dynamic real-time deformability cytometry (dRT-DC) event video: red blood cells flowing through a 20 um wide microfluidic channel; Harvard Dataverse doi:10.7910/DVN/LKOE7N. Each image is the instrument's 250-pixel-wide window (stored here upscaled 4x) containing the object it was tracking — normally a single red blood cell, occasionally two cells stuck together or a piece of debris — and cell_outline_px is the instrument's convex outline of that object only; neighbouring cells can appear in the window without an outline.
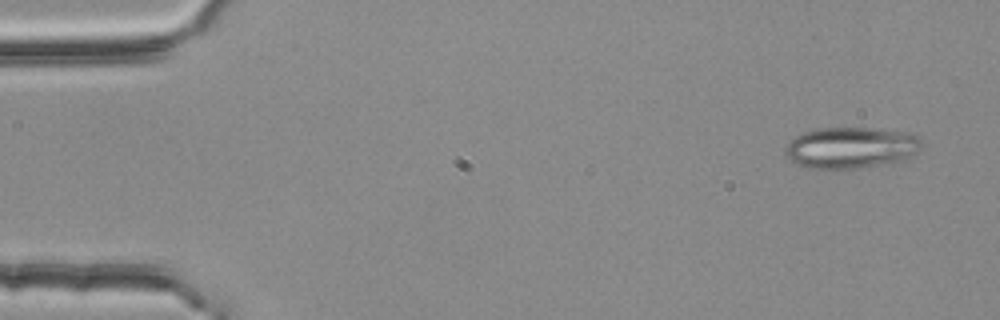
{"species": "common noctule bat (a hibernating species)", "species_latin": "Nyctalus noctula", "temperature_condition": "room temperature", "stored_images_in_passage": 4, "camera_frame_rate_fps": 3000, "um_per_image_px": 0.085, "animal": {"sex": "female", "body_mass_g": 25.1}, "frame": {"image": 1, "passage_image": 1, "time_ms": 0.0, "image_size_px": [1000, 320], "cell_outline_px": [[924, 144], [912, 156], [900, 160], [856, 168], [812, 168], [788, 160], [784, 156], [784, 148], [788, 140], [804, 132], [816, 128], [872, 128], [896, 132], [916, 136]], "centroid_in_image_um": [72.23, 12.54], "position_along_channel_um": 12.8, "area_um2": 32.31}}